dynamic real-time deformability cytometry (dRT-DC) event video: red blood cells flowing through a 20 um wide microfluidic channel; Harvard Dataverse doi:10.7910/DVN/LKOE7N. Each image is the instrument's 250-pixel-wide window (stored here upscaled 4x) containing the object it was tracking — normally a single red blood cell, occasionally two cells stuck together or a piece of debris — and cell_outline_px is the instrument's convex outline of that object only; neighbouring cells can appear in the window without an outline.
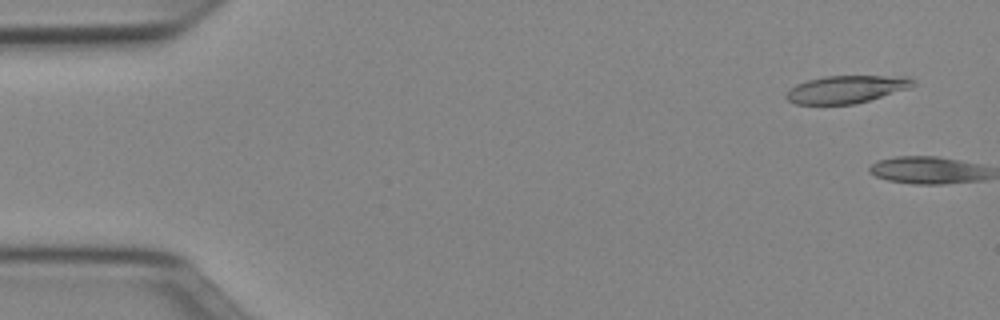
{"species": "Egyptian fruit bat (a non-hibernating species)", "species_latin": "Rousettus aegyptiacus", "temperature_condition": "cold", "stored_images_in_passage": 4, "camera_frame_rate_fps": 3000, "um_per_image_px": 0.085, "animal": {"sex": "female"}, "frame": {"image": 1, "passage_image": 3, "time_ms": 0.667, "image_size_px": [1000, 320], "cell_outline_px": [[916, 84], [908, 88], [856, 104], [796, 104], [788, 100], [784, 96], [796, 84], [808, 80], [824, 76], [908, 76], [916, 80]], "centroid_in_image_um": [71.96, 7.58], "position_along_channel_um": 13.0, "area_um2": 20.29}}